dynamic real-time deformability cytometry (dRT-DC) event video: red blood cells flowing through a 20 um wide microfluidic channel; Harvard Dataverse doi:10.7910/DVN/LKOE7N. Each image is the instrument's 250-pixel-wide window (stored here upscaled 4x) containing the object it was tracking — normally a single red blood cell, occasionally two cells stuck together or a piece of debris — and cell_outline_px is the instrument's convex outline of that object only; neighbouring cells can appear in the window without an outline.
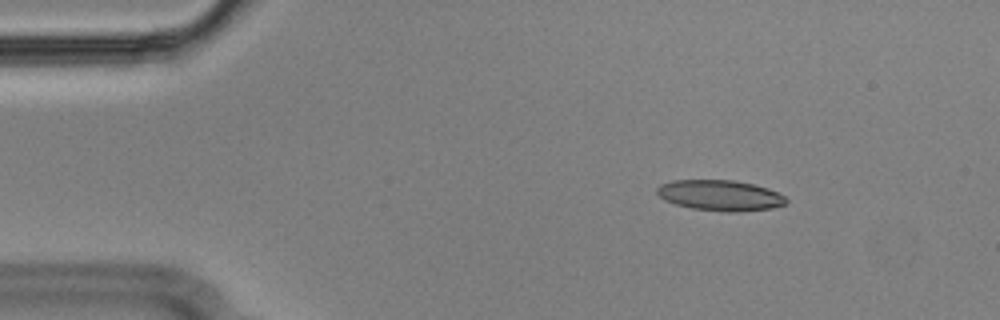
{"species": "Egyptian fruit bat (a non-hibernating species)", "species_latin": "Rousettus aegyptiacus", "temperature_condition": "cold", "stored_images_in_passage": 49, "camera_frame_rate_fps": 3000, "um_per_image_px": 0.085, "animal": {"sex": "male"}, "frame": {"image": 1, "passage_image": 1, "time_ms": 0.0, "image_size_px": [1000, 320], "cell_outline_px": [[788, 200], [784, 204], [772, 208], [740, 212], [728, 212], [692, 208], [676, 204], [664, 200], [656, 192], [656, 188], [660, 184], [672, 180], [736, 180], [768, 188], [784, 196]], "centroid_in_image_um": [61.19, 16.6], "position_along_channel_um": 23.8, "area_um2": 23.06}}
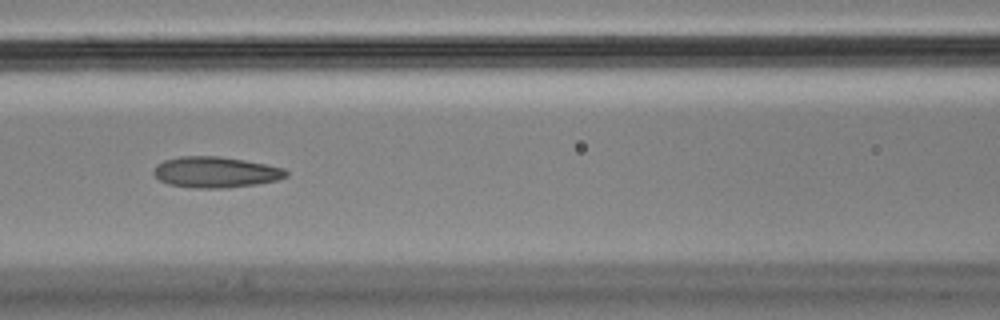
{"frame": {"image": 2, "passage_image": 17, "time_ms": 5.333, "image_size_px": [1000, 320], "cell_outline_px": [[288, 176], [276, 180], [256, 184], [224, 188], [196, 188], [168, 184], [160, 180], [152, 172], [156, 164], [164, 160], [180, 156], [220, 156], [244, 160], [284, 168], [288, 172]], "centroid_in_image_um": [18.3, 14.63], "position_along_channel_um": 148.3, "area_um2": 23.81}}
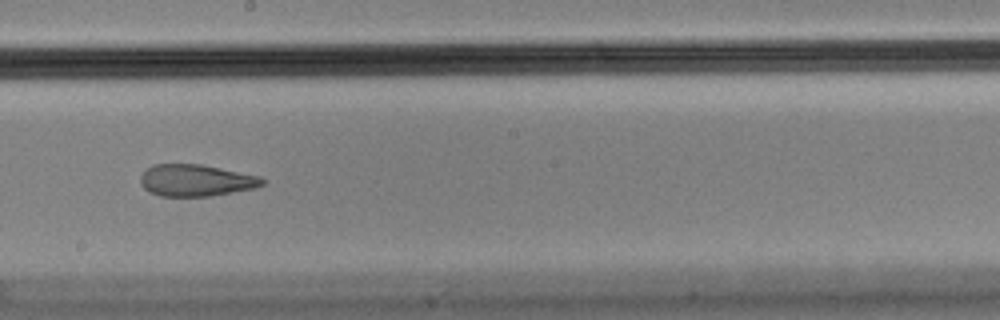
{"frame": {"image": 3, "passage_image": 24, "time_ms": 7.667, "image_size_px": [1000, 320], "cell_outline_px": [[264, 184], [256, 188], [208, 196], [160, 196], [144, 188], [140, 184], [140, 176], [144, 168], [152, 164], [200, 164], [260, 176], [264, 180]], "centroid_in_image_um": [16.62, 15.32], "position_along_channel_um": 231.6, "area_um2": 22.6}, "authors_computed_cell_mechanics": {"area_um2": 24.276, "velocity_mm_per_s": 3.5787, "shape_relaxation_time_tau1_ms": null, "shape_relaxation_time_tau2_ms": 2.3025, "deformation_change_tau1": null, "deformation_change_tau2": 0.0962}}